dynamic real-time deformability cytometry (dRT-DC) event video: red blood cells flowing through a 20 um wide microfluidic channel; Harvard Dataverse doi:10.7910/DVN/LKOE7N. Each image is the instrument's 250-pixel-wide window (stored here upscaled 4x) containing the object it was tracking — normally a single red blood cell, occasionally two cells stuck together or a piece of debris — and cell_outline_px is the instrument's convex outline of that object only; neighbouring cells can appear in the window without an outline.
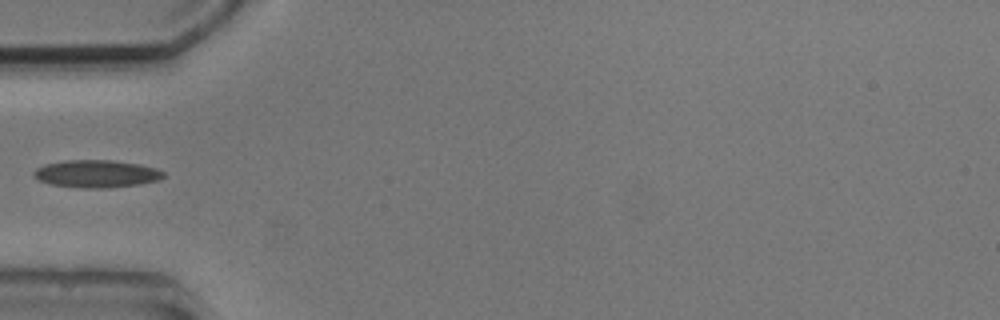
{"species": "common noctule bat (a hibernating species)", "species_latin": "Nyctalus noctula", "temperature_condition": "cold", "stored_images_in_passage": 5, "camera_frame_rate_fps": 3000, "um_per_image_px": 0.085, "animal": {"sex": "male", "body_mass_g": 20.5, "forearm_length_mm": 52.5}, "frame": {"image": 1, "passage_image": 5, "time_ms": 4.667, "image_size_px": [1000, 320], "cell_outline_px": [[164, 176], [160, 180], [140, 184], [108, 188], [80, 188], [52, 184], [40, 180], [32, 176], [32, 172], [36, 168], [44, 164], [64, 160], [112, 160], [140, 164], [156, 168], [164, 172]], "centroid_in_image_um": [8.2, 14.77], "position_along_channel_um": 76.8, "area_um2": 20.98}}